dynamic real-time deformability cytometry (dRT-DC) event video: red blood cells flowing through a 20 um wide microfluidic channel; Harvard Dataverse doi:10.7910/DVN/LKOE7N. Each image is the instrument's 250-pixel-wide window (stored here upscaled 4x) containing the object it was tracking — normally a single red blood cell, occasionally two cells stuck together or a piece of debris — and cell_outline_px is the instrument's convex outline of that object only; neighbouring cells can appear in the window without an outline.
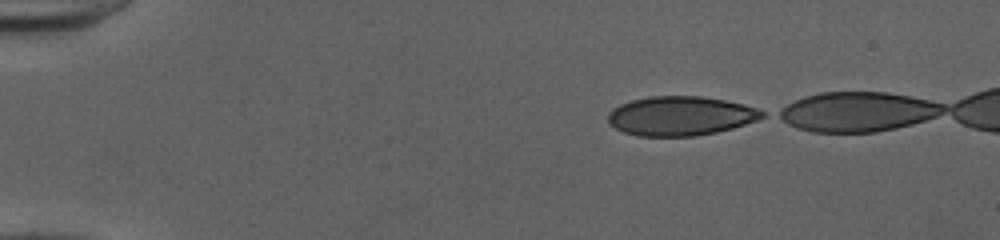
{"species": "human", "species_latin": "Homo sapiens", "temperature_condition": "cold", "stored_images_in_passage": 39, "camera_frame_rate_fps": 3000, "um_per_image_px": 0.085, "donor": {"sex": "female"}, "frame": {"image": 1, "passage_image": 1, "time_ms": 0.0, "image_size_px": [1000, 240], "cell_outline_px": [[764, 116], [756, 120], [732, 128], [716, 132], [696, 136], [636, 136], [624, 132], [608, 124], [608, 112], [612, 108], [620, 104], [632, 100], [652, 96], [700, 96], [724, 100], [744, 104], [756, 108], [764, 112]], "centroid_in_image_um": [57.8, 9.85], "position_along_channel_um": 27.2, "area_um2": 35.2}}
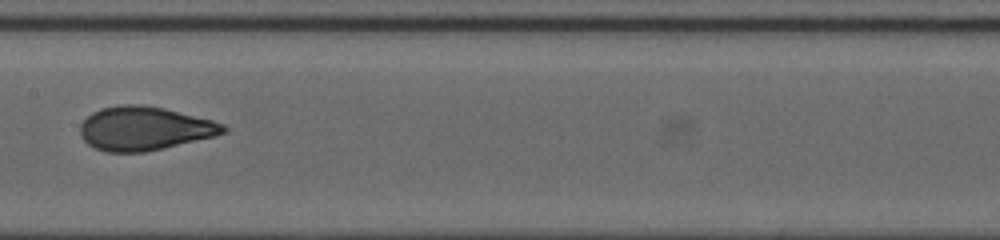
{"frame": {"image": 2, "passage_image": 20, "time_ms": 6.333, "image_size_px": [1000, 240], "cell_outline_px": [[228, 132], [216, 136], [164, 148], [144, 152], [108, 152], [96, 148], [88, 144], [80, 136], [80, 124], [92, 112], [100, 108], [124, 104], [140, 104], [164, 108], [212, 120], [224, 124], [228, 128]], "centroid_in_image_um": [12.29, 10.92], "position_along_channel_um": 195.1, "area_um2": 36.59}}
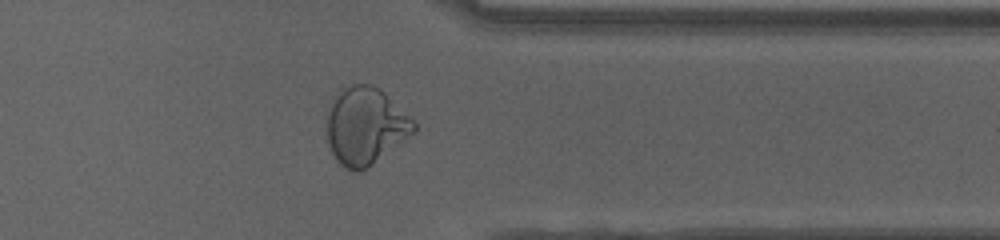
{"frame": {"image": 3, "passage_image": 34, "time_ms": 11.0, "image_size_px": [1000, 240], "cell_outline_px": [[416, 132], [364, 168], [356, 172], [352, 172], [344, 168], [336, 160], [328, 144], [328, 104], [340, 88], [344, 84], [368, 84], [380, 88], [416, 124]], "centroid_in_image_um": [31.02, 10.67], "position_along_channel_um": 380.4, "area_um2": 38.84}}